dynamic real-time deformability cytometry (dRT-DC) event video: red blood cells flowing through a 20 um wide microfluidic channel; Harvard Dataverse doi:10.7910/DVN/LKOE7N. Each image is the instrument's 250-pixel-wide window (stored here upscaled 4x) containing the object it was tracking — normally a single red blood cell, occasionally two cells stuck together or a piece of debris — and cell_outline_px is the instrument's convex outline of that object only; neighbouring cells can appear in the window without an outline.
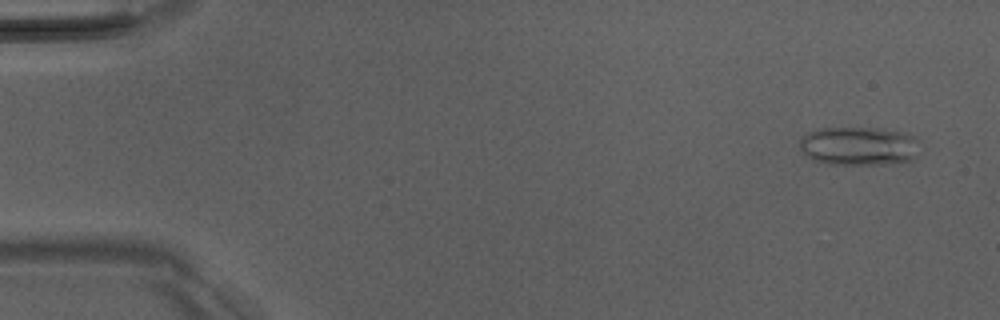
{"species": "Egyptian fruit bat (a non-hibernating species)", "species_latin": "Rousettus aegyptiacus", "temperature_condition": "room temperature", "stored_images_in_passage": 45, "camera_frame_rate_fps": 3000, "um_per_image_px": 0.085, "animal": {"sex": "male"}, "frame": {"image": 1, "passage_image": 3, "time_ms": 0.667, "image_size_px": [1000, 320], "cell_outline_px": [[916, 160], [892, 164], [828, 164], [812, 160], [800, 148], [800, 140], [808, 132], [816, 128], [876, 128], [904, 132], [912, 136], [916, 140]], "centroid_in_image_um": [72.99, 12.42], "position_along_channel_um": 12.0, "area_um2": 27.11}}
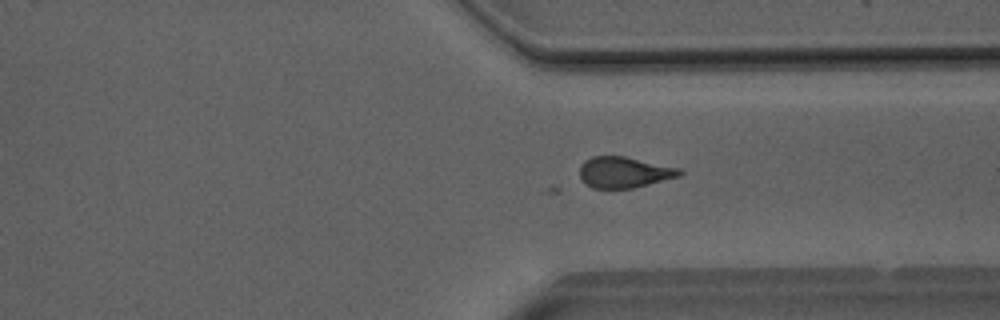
{"frame": {"image": 2, "passage_image": 38, "time_ms": 12.333, "image_size_px": [1000, 320], "cell_outline_px": [[684, 172], [680, 176], [632, 188], [592, 188], [580, 176], [580, 164], [584, 160], [592, 156], [624, 156], [680, 168]], "centroid_in_image_um": [53.06, 14.63], "position_along_channel_um": 358.3, "area_um2": 17.92}}
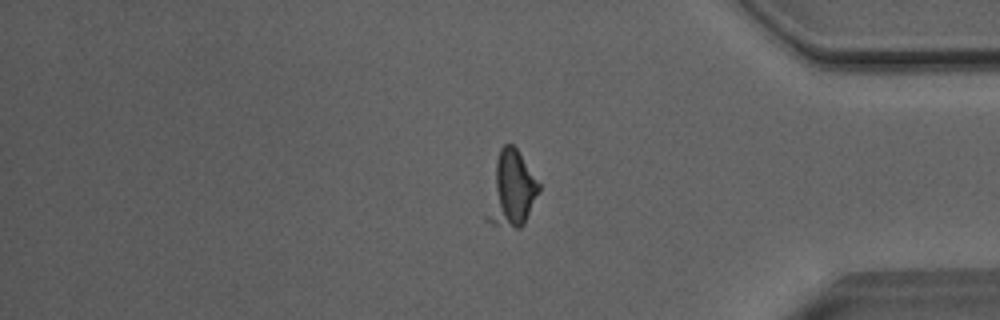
{"frame": {"image": 3, "passage_image": 42, "time_ms": 13.667, "image_size_px": [1000, 320], "cell_outline_px": [[540, 188], [524, 224], [520, 228], [516, 228], [492, 224], [484, 220], [496, 164], [500, 148], [504, 144], [512, 144], [516, 148], [540, 184]], "centroid_in_image_um": [43.46, 16.14], "position_along_channel_um": 391.7, "area_um2": 22.25}}